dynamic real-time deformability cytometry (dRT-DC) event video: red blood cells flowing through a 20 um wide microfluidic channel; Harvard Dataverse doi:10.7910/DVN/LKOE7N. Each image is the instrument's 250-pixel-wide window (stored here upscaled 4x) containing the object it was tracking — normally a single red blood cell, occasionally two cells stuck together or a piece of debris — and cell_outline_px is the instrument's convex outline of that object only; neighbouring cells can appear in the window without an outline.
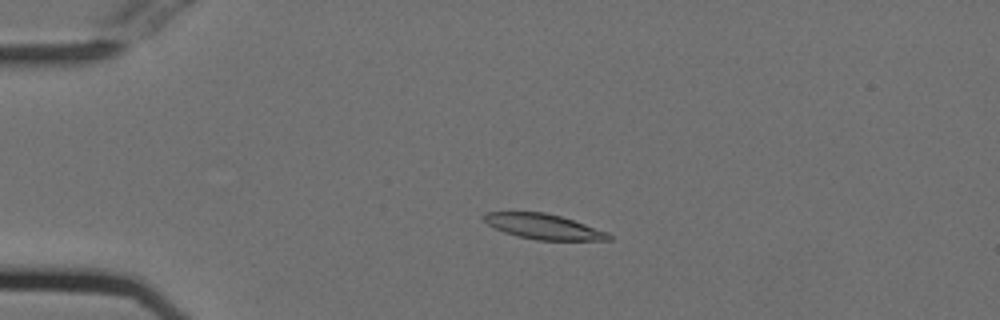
{"species": "Egyptian fruit bat (a non-hibernating species)", "species_latin": "Rousettus aegyptiacus", "temperature_condition": "cold", "stored_images_in_passage": 27, "camera_frame_rate_fps": 3000, "um_per_image_px": 0.085, "animal": {"sex": "female"}, "frame": {"image": 1, "passage_image": 4, "time_ms": 1.0, "image_size_px": [1000, 320], "cell_outline_px": [[612, 240], [536, 240], [516, 236], [504, 232], [488, 224], [480, 216], [488, 212], [544, 212], [560, 216], [608, 232], [612, 236]], "centroid_in_image_um": [46.19, 19.26], "position_along_channel_um": 38.8, "area_um2": 18.21}}
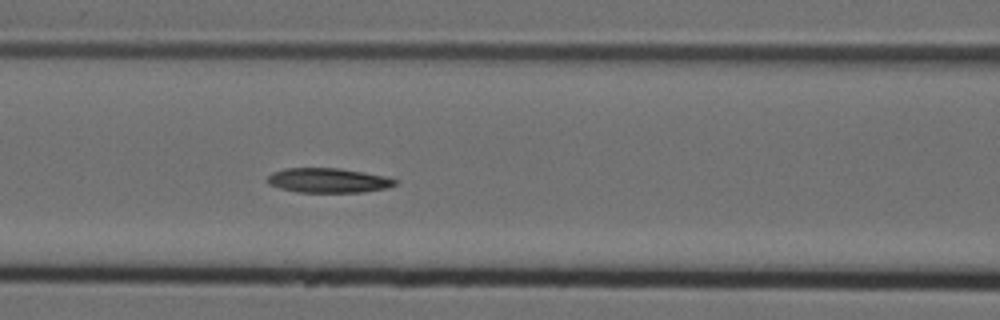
{"frame": {"image": 2, "passage_image": 15, "time_ms": 4.667, "image_size_px": [1000, 320], "cell_outline_px": [[400, 180], [396, 184], [388, 188], [364, 192], [296, 192], [280, 188], [268, 184], [268, 176], [272, 172], [284, 168], [340, 168], [364, 172], [384, 176]], "centroid_in_image_um": [27.92, 15.33], "position_along_channel_um": 138.7, "area_um2": 18.44}}
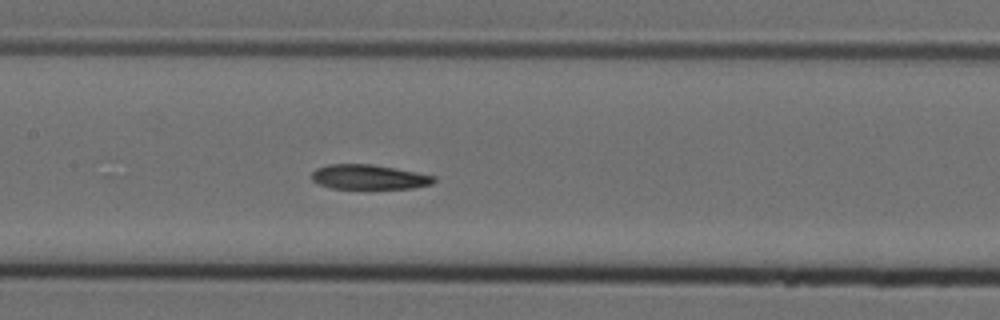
{"frame": {"image": 3, "passage_image": 18, "time_ms": 5.667, "image_size_px": [1000, 320], "cell_outline_px": [[436, 180], [432, 184], [412, 188], [332, 188], [320, 184], [312, 180], [312, 172], [316, 168], [328, 164], [372, 164], [436, 176]], "centroid_in_image_um": [31.35, 15.04], "position_along_channel_um": 176.0, "area_um2": 17.4}}